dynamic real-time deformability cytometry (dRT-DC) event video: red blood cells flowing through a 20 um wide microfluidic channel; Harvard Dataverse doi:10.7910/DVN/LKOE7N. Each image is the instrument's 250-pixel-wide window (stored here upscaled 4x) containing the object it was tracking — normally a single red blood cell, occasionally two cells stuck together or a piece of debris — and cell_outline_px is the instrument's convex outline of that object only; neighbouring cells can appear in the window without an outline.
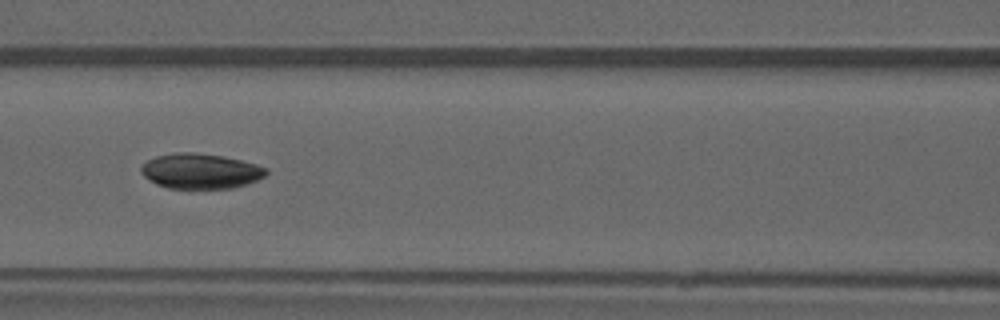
{"species": "common noctule bat (a hibernating species)", "species_latin": "Nyctalus noctula", "temperature_condition": "warm", "stored_images_in_passage": 6, "camera_frame_rate_fps": 3000, "um_per_image_px": 0.085, "animal": {"sex": "male", "forearm_length_mm": 52.5}, "frame": {"image": 1, "passage_image": 5, "time_ms": 4.667, "image_size_px": [1000, 320], "cell_outline_px": [[268, 172], [264, 176], [248, 184], [232, 188], [168, 188], [156, 184], [144, 176], [140, 172], [140, 168], [148, 160], [156, 156], [176, 152], [192, 152], [224, 156], [256, 164], [268, 168]], "centroid_in_image_um": [17.05, 14.54], "position_along_channel_um": 149.5, "area_um2": 25.61}}